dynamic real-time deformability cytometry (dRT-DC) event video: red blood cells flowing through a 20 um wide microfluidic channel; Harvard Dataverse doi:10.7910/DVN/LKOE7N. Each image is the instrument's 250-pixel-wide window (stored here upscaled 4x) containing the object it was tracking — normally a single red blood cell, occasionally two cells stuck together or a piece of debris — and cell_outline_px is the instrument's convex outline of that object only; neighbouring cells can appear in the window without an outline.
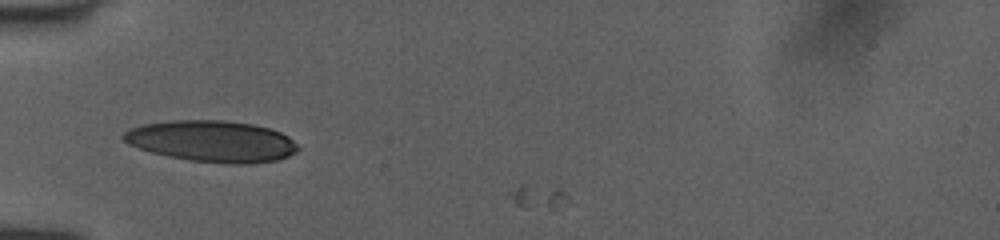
{"species": "human", "species_latin": "Homo sapiens", "temperature_condition": "room temperature", "stored_images_in_passage": 3, "camera_frame_rate_fps": 3000, "um_per_image_px": 0.085, "donor": {"sex": "female"}, "frame": {"image": 1, "passage_image": 1, "time_ms": 0.0, "image_size_px": [1000, 240], "cell_outline_px": [[300, 148], [296, 152], [288, 156], [276, 160], [244, 164], [232, 164], [192, 160], [168, 156], [152, 152], [128, 144], [120, 136], [128, 128], [144, 124], [168, 120], [224, 120], [252, 124], [268, 128], [280, 132], [288, 136]], "centroid_in_image_um": [17.99, 11.99], "position_along_channel_um": 67.0, "area_um2": 41.91}}